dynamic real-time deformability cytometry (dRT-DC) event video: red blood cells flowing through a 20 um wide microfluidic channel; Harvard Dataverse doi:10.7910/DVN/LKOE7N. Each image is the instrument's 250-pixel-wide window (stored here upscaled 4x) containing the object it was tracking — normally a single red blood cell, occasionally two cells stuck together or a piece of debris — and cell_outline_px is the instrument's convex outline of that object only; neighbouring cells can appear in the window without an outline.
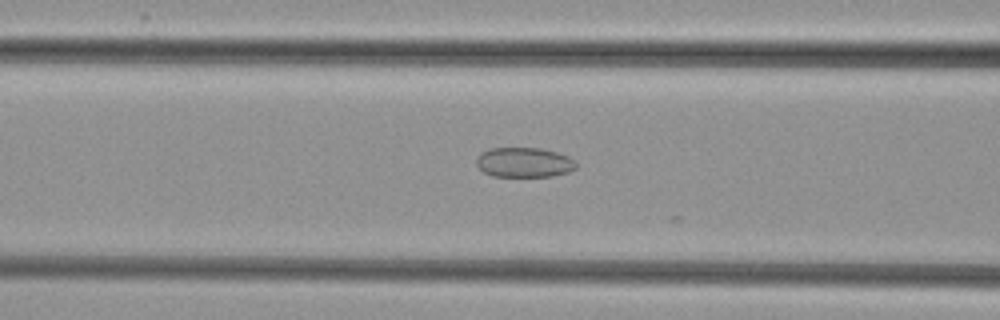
{"species": "common noctule bat (a hibernating species)", "species_latin": "Nyctalus noctula", "temperature_condition": "cold", "stored_images_in_passage": 19, "camera_frame_rate_fps": 3000, "um_per_image_px": 0.085, "animal": {"sex": "female", "body_mass_g": 29.2, "forearm_length_mm": 56.3}, "frame": {"image": 1, "passage_image": 16, "time_ms": 5.0, "image_size_px": [1000, 320], "cell_outline_px": [[576, 168], [568, 172], [552, 176], [492, 176], [484, 172], [476, 164], [476, 156], [480, 152], [488, 148], [540, 148], [556, 152], [568, 156], [576, 160]], "centroid_in_image_um": [44.53, 13.79], "position_along_channel_um": 122.1, "area_um2": 17.46}}